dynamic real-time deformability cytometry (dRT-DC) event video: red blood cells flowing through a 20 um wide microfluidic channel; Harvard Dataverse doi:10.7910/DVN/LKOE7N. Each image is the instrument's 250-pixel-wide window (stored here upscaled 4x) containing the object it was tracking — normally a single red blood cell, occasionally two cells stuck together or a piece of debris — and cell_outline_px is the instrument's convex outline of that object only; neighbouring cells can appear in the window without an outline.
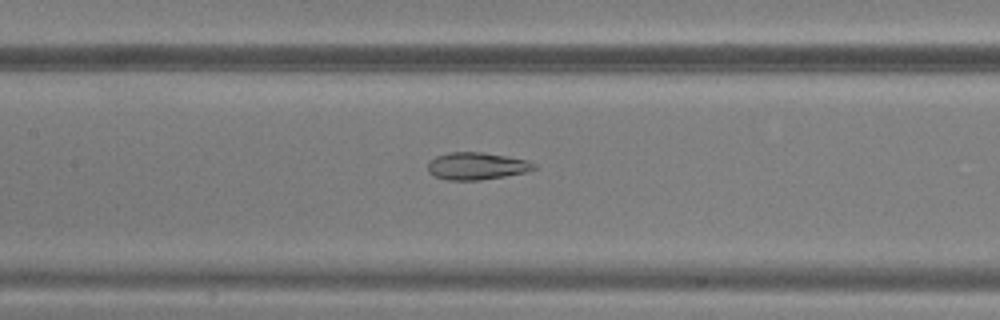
{"species": "common noctule bat (a hibernating species)", "species_latin": "Nyctalus noctula", "temperature_condition": "warm", "stored_images_in_passage": 26, "camera_frame_rate_fps": 3000, "um_per_image_px": 0.085, "animal": {"sex": "male", "body_mass_g": 20.5, "forearm_length_mm": 52.5}, "frame": {"image": 1, "passage_image": 11, "time_ms": 3.333, "image_size_px": [1000, 320], "cell_outline_px": [[536, 168], [528, 172], [480, 180], [448, 180], [436, 176], [428, 172], [428, 160], [436, 156], [448, 152], [480, 152], [528, 160], [536, 164]], "centroid_in_image_um": [40.51, 14.11], "position_along_channel_um": 166.9, "area_um2": 16.88}}
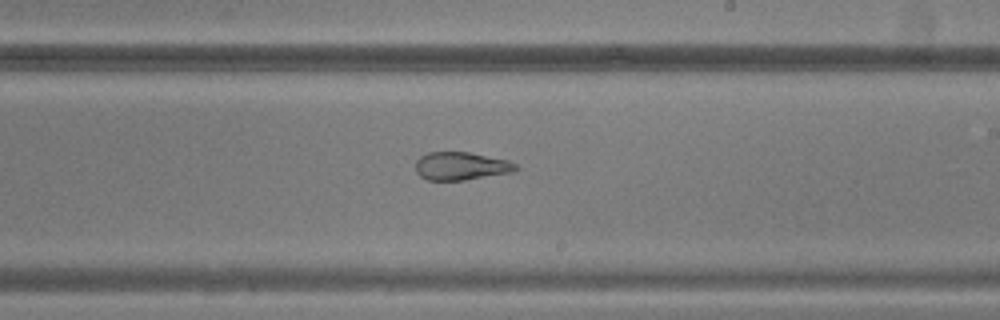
{"frame": {"image": 2, "passage_image": 17, "time_ms": 5.333, "image_size_px": [1000, 320], "cell_outline_px": [[520, 168], [512, 172], [464, 180], [428, 180], [420, 176], [416, 172], [416, 160], [420, 156], [428, 152], [468, 152], [508, 160], [516, 164]], "centroid_in_image_um": [39.18, 14.11], "position_along_channel_um": 249.8, "area_um2": 16.36}}
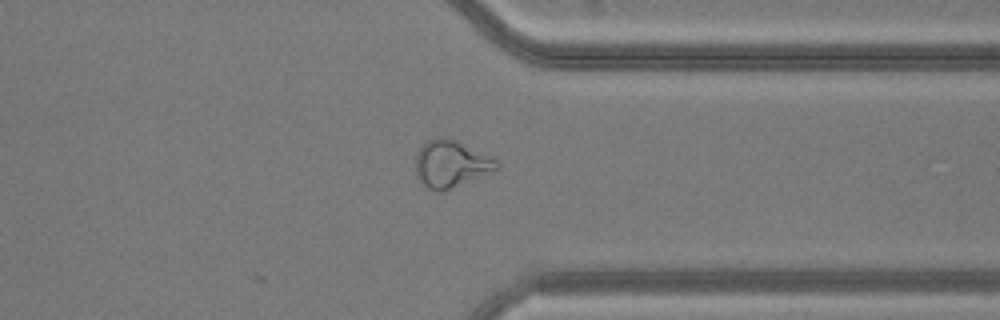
{"frame": {"image": 3, "passage_image": 26, "time_ms": 8.333, "image_size_px": [1000, 320], "cell_outline_px": [[500, 168], [444, 192], [440, 192], [428, 188], [416, 176], [416, 156], [424, 140], [436, 136], [444, 136], [456, 140], [496, 160], [500, 164]], "centroid_in_image_um": [38.3, 13.92], "position_along_channel_um": 373.1, "area_um2": 22.25}}